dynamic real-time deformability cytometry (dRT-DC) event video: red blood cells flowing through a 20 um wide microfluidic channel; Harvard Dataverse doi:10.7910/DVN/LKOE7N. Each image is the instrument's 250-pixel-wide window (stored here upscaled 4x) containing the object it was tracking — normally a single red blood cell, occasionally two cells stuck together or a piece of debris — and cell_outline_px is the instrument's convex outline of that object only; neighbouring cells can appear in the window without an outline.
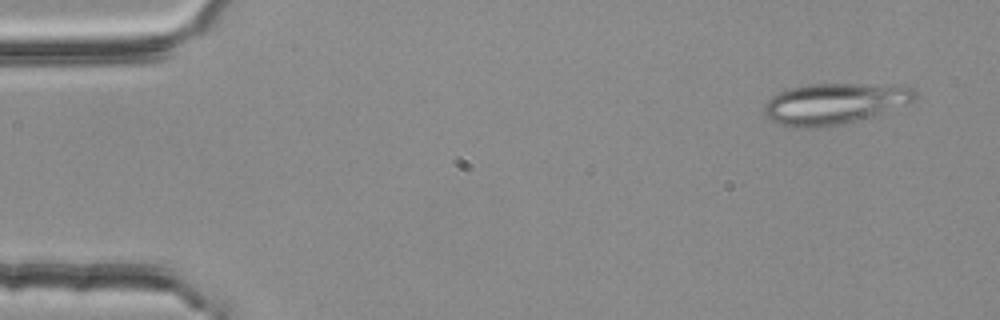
{"species": "common noctule bat (a hibernating species)", "species_latin": "Nyctalus noctula", "temperature_condition": "room temperature", "stored_images_in_passage": 4, "camera_frame_rate_fps": 3000, "um_per_image_px": 0.085, "animal": {"sex": "female", "body_mass_g": 25.1}, "frame": {"image": 1, "passage_image": 1, "time_ms": 0.0, "image_size_px": [1000, 320], "cell_outline_px": [[916, 96], [908, 104], [876, 116], [824, 128], [792, 128], [768, 120], [764, 112], [764, 104], [772, 96], [788, 88], [808, 84], [904, 84], [916, 88]], "centroid_in_image_um": [70.97, 8.81], "position_along_channel_um": 14.0, "area_um2": 36.93}}